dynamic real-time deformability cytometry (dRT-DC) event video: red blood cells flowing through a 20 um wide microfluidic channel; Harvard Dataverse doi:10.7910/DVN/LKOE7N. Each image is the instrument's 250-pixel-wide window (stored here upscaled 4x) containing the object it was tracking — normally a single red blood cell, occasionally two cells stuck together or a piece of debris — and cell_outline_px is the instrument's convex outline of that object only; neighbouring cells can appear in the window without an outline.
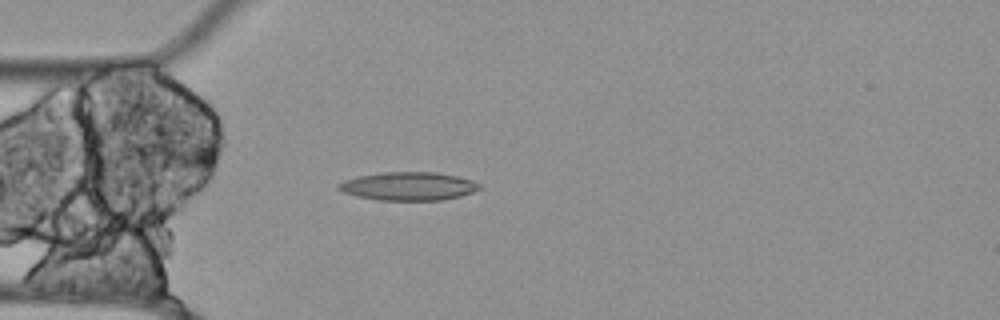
{"species": "Egyptian fruit bat (a non-hibernating species)", "species_latin": "Rousettus aegyptiacus", "temperature_condition": "cold", "stored_images_in_passage": 41, "segment_of_instrument_passage": [1, 2], "camera_frame_rate_fps": 3000, "um_per_image_px": 0.085, "animal": {"sex": "female"}, "frame": {"image": 1, "passage_image": 7, "time_ms": 2.0, "image_size_px": [1000, 320], "cell_outline_px": [[480, 188], [472, 192], [460, 196], [444, 200], [376, 200], [356, 196], [344, 192], [336, 188], [336, 184], [344, 180], [360, 176], [380, 172], [436, 172], [456, 176], [472, 180], [480, 184]], "centroid_in_image_um": [34.69, 15.83], "position_along_channel_um": 50.3, "area_um2": 23.29}}
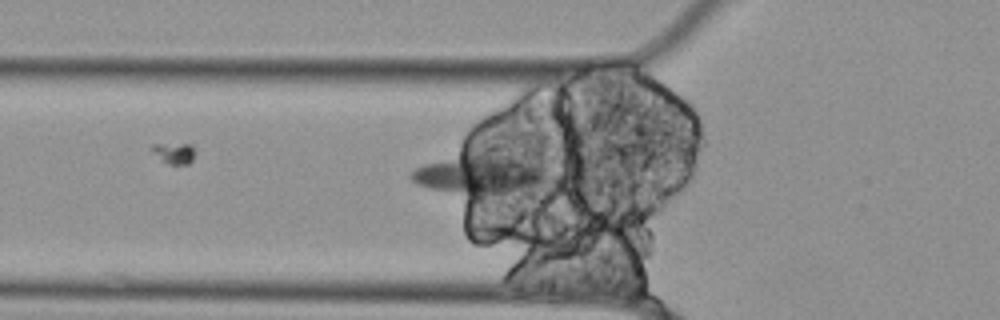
{"frame": {"image": 2, "passage_image": 10, "time_ms": 3.0, "image_size_px": [1000, 320], "cell_outline_px": [[552, 176], [548, 184], [532, 196], [476, 200], [428, 188], [416, 184], [408, 176], [416, 168], [424, 164], [460, 152], [492, 144], [552, 168]], "centroid_in_image_um": [41.15, 14.82], "position_along_channel_um": 84.7, "area_um2": 38.61}}